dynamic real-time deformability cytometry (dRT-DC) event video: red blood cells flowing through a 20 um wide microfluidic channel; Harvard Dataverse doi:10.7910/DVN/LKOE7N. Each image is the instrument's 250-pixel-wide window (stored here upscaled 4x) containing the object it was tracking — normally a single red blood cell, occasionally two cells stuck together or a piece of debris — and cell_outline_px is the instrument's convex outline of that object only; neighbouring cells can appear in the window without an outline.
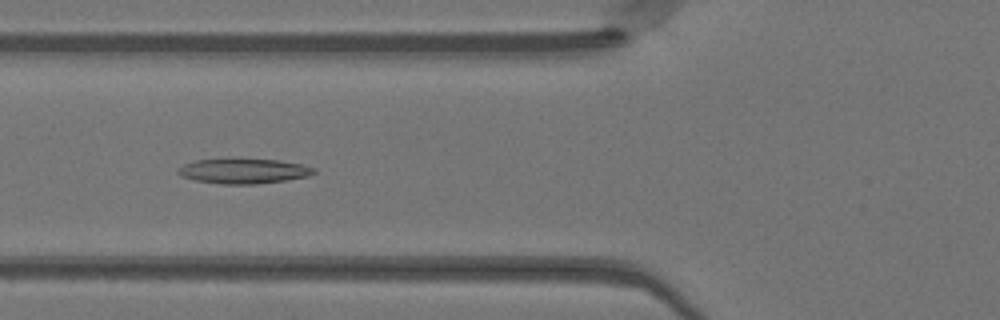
{"species": "Egyptian fruit bat (a non-hibernating species)", "species_latin": "Rousettus aegyptiacus", "temperature_condition": "warm", "stored_images_in_passage": 49, "camera_frame_rate_fps": 3000, "um_per_image_px": 0.085, "animal": {"sex": "female"}, "frame": {"image": 1, "passage_image": 19, "time_ms": 6.0, "image_size_px": [1000, 320], "cell_outline_px": [[316, 172], [308, 176], [284, 180], [256, 184], [224, 184], [196, 180], [180, 176], [176, 172], [176, 168], [184, 164], [196, 160], [280, 160], [300, 164], [316, 168]], "centroid_in_image_um": [20.69, 14.55], "position_along_channel_um": 105.1, "area_um2": 19.36}}
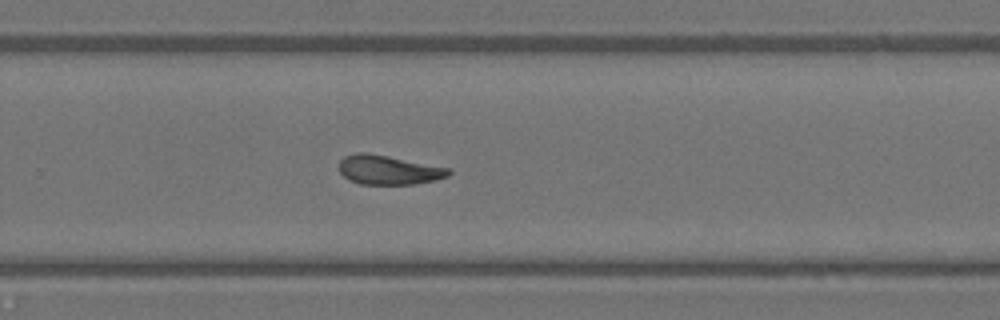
{"frame": {"image": 2, "passage_image": 33, "time_ms": 10.667, "image_size_px": [1000, 320], "cell_outline_px": [[452, 172], [448, 176], [436, 180], [412, 184], [360, 184], [348, 180], [340, 172], [340, 160], [344, 156], [356, 152], [364, 152], [388, 156], [452, 168]], "centroid_in_image_um": [33.04, 14.44], "position_along_channel_um": 296.8, "area_um2": 18.79}}
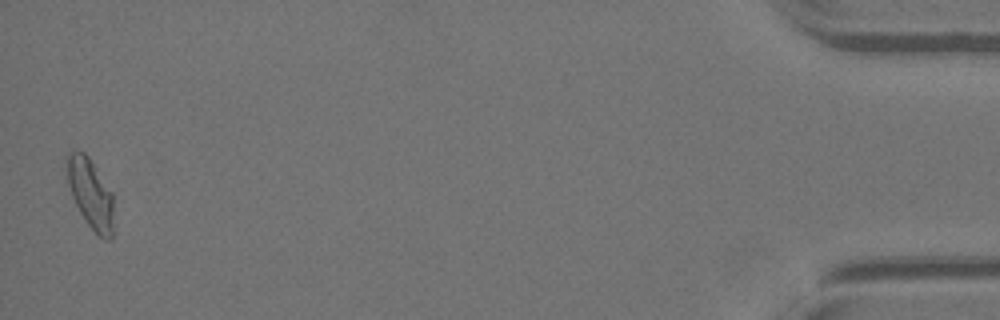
{"frame": {"image": 3, "passage_image": 49, "time_ms": 16.0, "image_size_px": [1000, 320], "cell_outline_px": [[112, 240], [104, 240], [88, 224], [80, 212], [72, 196], [68, 184], [64, 156], [68, 152], [76, 148], [84, 152], [88, 156], [112, 192]], "centroid_in_image_um": [7.65, 16.37], "position_along_channel_um": 427.6, "area_um2": 19.07}, "authors_computed_cell_mechanics": {"area_um2": 19.5364, "velocity_mm_per_s": 4.1106, "shape_relaxation_time_tau1_ms": 9.7196, "shape_relaxation_time_tau2_ms": 3.2776, "deformation_change_tau1": 0.2248, "deformation_change_tau2": 0.1139}}